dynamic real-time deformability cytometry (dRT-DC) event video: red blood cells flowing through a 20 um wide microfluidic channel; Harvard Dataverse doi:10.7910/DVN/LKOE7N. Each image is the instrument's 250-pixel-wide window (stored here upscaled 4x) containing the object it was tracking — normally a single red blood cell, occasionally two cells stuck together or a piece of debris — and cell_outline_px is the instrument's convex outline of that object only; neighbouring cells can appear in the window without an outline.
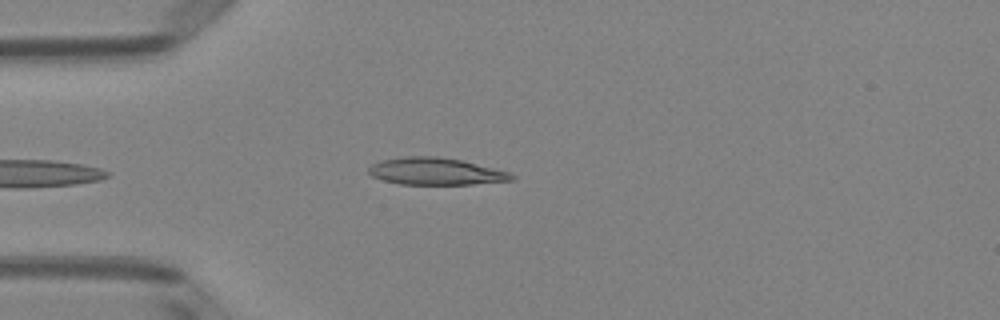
{"species": "Egyptian fruit bat (a non-hibernating species)", "species_latin": "Rousettus aegyptiacus", "temperature_condition": "room temperature", "stored_images_in_passage": 35, "camera_frame_rate_fps": 3000, "um_per_image_px": 0.085, "animal": {"sex": "female"}, "frame": {"image": 1, "passage_image": 1, "time_ms": 0.0, "image_size_px": [1000, 320], "cell_outline_px": [[516, 180], [472, 184], [400, 184], [384, 180], [372, 176], [368, 172], [368, 168], [372, 164], [380, 160], [404, 156], [436, 156], [460, 160], [508, 172], [516, 176]], "centroid_in_image_um": [37.01, 14.56], "position_along_channel_um": 48.0, "area_um2": 22.43}}
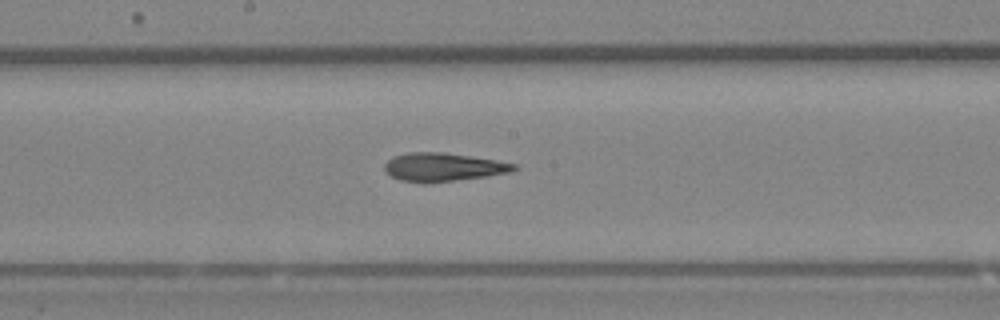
{"frame": {"image": 2, "passage_image": 14, "time_ms": 4.333, "image_size_px": [1000, 320], "cell_outline_px": [[520, 168], [512, 172], [488, 176], [424, 184], [400, 180], [384, 172], [384, 164], [392, 156], [408, 152], [444, 152], [496, 160], [516, 164]], "centroid_in_image_um": [37.66, 14.21], "position_along_channel_um": 210.5, "area_um2": 21.73}}
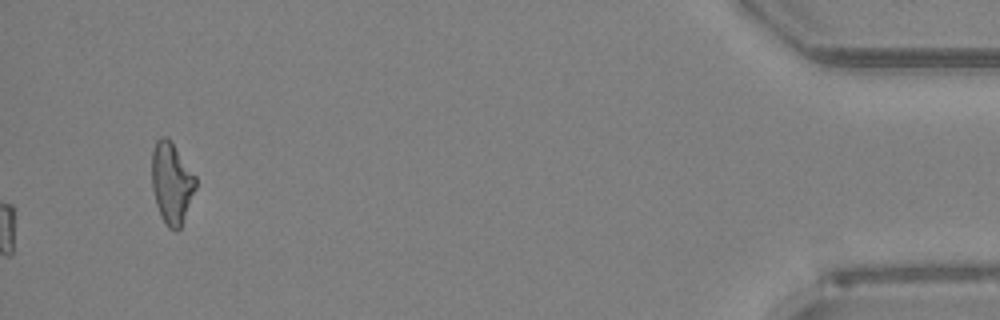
{"frame": {"image": 3, "passage_image": 35, "time_ms": 11.333, "image_size_px": [1000, 320], "cell_outline_px": [[196, 188], [180, 228], [176, 232], [168, 228], [164, 224], [160, 216], [156, 204], [152, 188], [152, 152], [156, 140], [160, 136], [168, 136], [196, 176]], "centroid_in_image_um": [14.58, 15.55], "position_along_channel_um": 420.6, "area_um2": 20.98}, "authors_computed_cell_mechanics": {"area_um2": 21.5016, "velocity_mm_per_s": 4.0944, "shape_relaxation_time_tau1_ms": 4.6721, "shape_relaxation_time_tau2_ms": 2.884, "deformation_change_tau1": 0.168, "deformation_change_tau2": 0.1479}}